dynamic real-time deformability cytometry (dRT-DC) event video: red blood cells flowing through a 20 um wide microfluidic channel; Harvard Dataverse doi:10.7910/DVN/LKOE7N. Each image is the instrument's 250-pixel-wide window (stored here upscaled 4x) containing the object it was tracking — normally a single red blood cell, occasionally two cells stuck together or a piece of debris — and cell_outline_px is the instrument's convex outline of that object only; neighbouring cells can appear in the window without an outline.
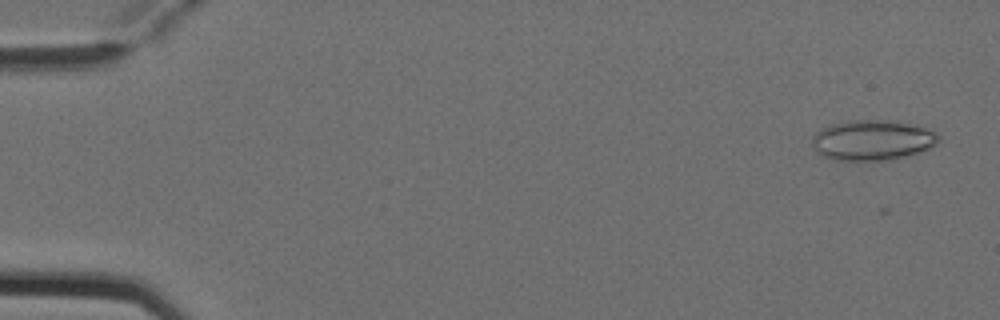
{"species": "Egyptian fruit bat (a non-hibernating species)", "species_latin": "Rousettus aegyptiacus", "temperature_condition": "cold", "stored_images_in_passage": 6, "camera_frame_rate_fps": 3000, "um_per_image_px": 0.085, "animal": {"sex": "female"}, "frame": {"image": 1, "passage_image": 2, "time_ms": 0.333, "image_size_px": [1000, 320], "cell_outline_px": [[940, 140], [936, 144], [928, 148], [904, 156], [888, 160], [836, 160], [824, 156], [816, 152], [812, 148], [812, 136], [820, 128], [832, 124], [856, 120], [876, 120], [908, 124], [924, 128], [936, 132]], "centroid_in_image_um": [74.08, 11.92], "position_along_channel_um": 10.9, "area_um2": 29.19}}
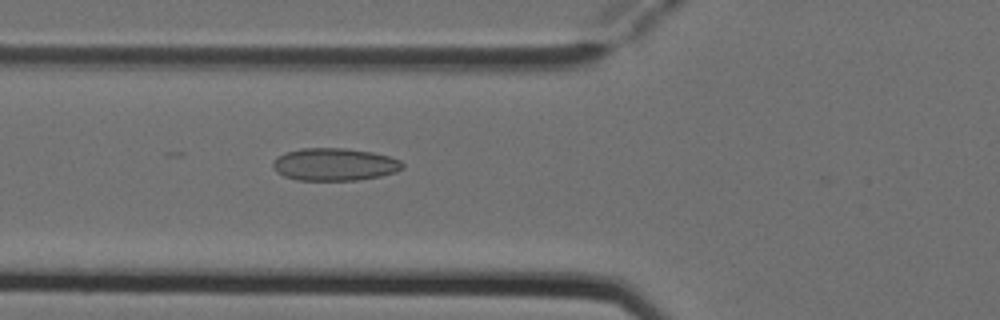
{"frame": {"image": 2, "passage_image": 6, "time_ms": 1.667, "image_size_px": [1000, 320], "cell_outline_px": [[404, 168], [396, 172], [380, 176], [356, 180], [296, 180], [284, 176], [276, 172], [272, 168], [272, 160], [276, 156], [284, 152], [300, 148], [348, 148], [372, 152], [388, 156], [400, 160], [404, 164]], "centroid_in_image_um": [28.39, 13.97], "position_along_channel_um": 97.4, "area_um2": 24.91}}